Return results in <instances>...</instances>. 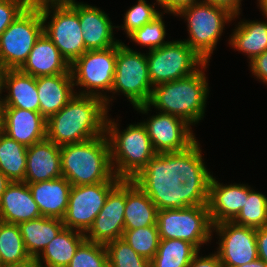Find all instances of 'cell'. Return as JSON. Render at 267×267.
Returning a JSON list of instances; mask_svg holds the SVG:
<instances>
[{
  "label": "cell",
  "instance_id": "4316f807",
  "mask_svg": "<svg viewBox=\"0 0 267 267\" xmlns=\"http://www.w3.org/2000/svg\"><path fill=\"white\" fill-rule=\"evenodd\" d=\"M85 240L84 233L64 227L50 241L36 261L46 267H67L78 247Z\"/></svg>",
  "mask_w": 267,
  "mask_h": 267
},
{
  "label": "cell",
  "instance_id": "83f0119b",
  "mask_svg": "<svg viewBox=\"0 0 267 267\" xmlns=\"http://www.w3.org/2000/svg\"><path fill=\"white\" fill-rule=\"evenodd\" d=\"M26 251L37 258L52 239L64 228L62 219L40 217L18 224Z\"/></svg>",
  "mask_w": 267,
  "mask_h": 267
},
{
  "label": "cell",
  "instance_id": "52a82bcc",
  "mask_svg": "<svg viewBox=\"0 0 267 267\" xmlns=\"http://www.w3.org/2000/svg\"><path fill=\"white\" fill-rule=\"evenodd\" d=\"M175 15L187 20L189 38L183 40L205 62H210L225 25L235 20L227 8L204 1L182 8Z\"/></svg>",
  "mask_w": 267,
  "mask_h": 267
},
{
  "label": "cell",
  "instance_id": "ffe728a7",
  "mask_svg": "<svg viewBox=\"0 0 267 267\" xmlns=\"http://www.w3.org/2000/svg\"><path fill=\"white\" fill-rule=\"evenodd\" d=\"M62 177L60 146L47 138L27 147L24 182L37 183Z\"/></svg>",
  "mask_w": 267,
  "mask_h": 267
},
{
  "label": "cell",
  "instance_id": "2e32d148",
  "mask_svg": "<svg viewBox=\"0 0 267 267\" xmlns=\"http://www.w3.org/2000/svg\"><path fill=\"white\" fill-rule=\"evenodd\" d=\"M126 204V179H122L108 194L104 206L85 233L86 240L106 245L122 238Z\"/></svg>",
  "mask_w": 267,
  "mask_h": 267
},
{
  "label": "cell",
  "instance_id": "4dcf8cb0",
  "mask_svg": "<svg viewBox=\"0 0 267 267\" xmlns=\"http://www.w3.org/2000/svg\"><path fill=\"white\" fill-rule=\"evenodd\" d=\"M199 250L179 239H160L158 250L150 260L151 267H188Z\"/></svg>",
  "mask_w": 267,
  "mask_h": 267
},
{
  "label": "cell",
  "instance_id": "603a6c76",
  "mask_svg": "<svg viewBox=\"0 0 267 267\" xmlns=\"http://www.w3.org/2000/svg\"><path fill=\"white\" fill-rule=\"evenodd\" d=\"M42 217L25 182H11L0 200V221L11 224Z\"/></svg>",
  "mask_w": 267,
  "mask_h": 267
},
{
  "label": "cell",
  "instance_id": "5b68a950",
  "mask_svg": "<svg viewBox=\"0 0 267 267\" xmlns=\"http://www.w3.org/2000/svg\"><path fill=\"white\" fill-rule=\"evenodd\" d=\"M108 116L105 134L110 146L111 166L116 177L131 180L157 154L142 122L130 124L123 131Z\"/></svg>",
  "mask_w": 267,
  "mask_h": 267
},
{
  "label": "cell",
  "instance_id": "681fc988",
  "mask_svg": "<svg viewBox=\"0 0 267 267\" xmlns=\"http://www.w3.org/2000/svg\"><path fill=\"white\" fill-rule=\"evenodd\" d=\"M2 73H3V70L0 68V102H1V97H2V93L5 91L1 89V86H2Z\"/></svg>",
  "mask_w": 267,
  "mask_h": 267
},
{
  "label": "cell",
  "instance_id": "f907efd6",
  "mask_svg": "<svg viewBox=\"0 0 267 267\" xmlns=\"http://www.w3.org/2000/svg\"><path fill=\"white\" fill-rule=\"evenodd\" d=\"M3 120H2V106L0 102V133L2 132Z\"/></svg>",
  "mask_w": 267,
  "mask_h": 267
},
{
  "label": "cell",
  "instance_id": "7dc6e473",
  "mask_svg": "<svg viewBox=\"0 0 267 267\" xmlns=\"http://www.w3.org/2000/svg\"><path fill=\"white\" fill-rule=\"evenodd\" d=\"M238 267H267V264L263 260L258 258L255 261L246 263Z\"/></svg>",
  "mask_w": 267,
  "mask_h": 267
},
{
  "label": "cell",
  "instance_id": "ab89813d",
  "mask_svg": "<svg viewBox=\"0 0 267 267\" xmlns=\"http://www.w3.org/2000/svg\"><path fill=\"white\" fill-rule=\"evenodd\" d=\"M252 76L267 85V50L249 62Z\"/></svg>",
  "mask_w": 267,
  "mask_h": 267
},
{
  "label": "cell",
  "instance_id": "cb8c5ba5",
  "mask_svg": "<svg viewBox=\"0 0 267 267\" xmlns=\"http://www.w3.org/2000/svg\"><path fill=\"white\" fill-rule=\"evenodd\" d=\"M40 114L47 120L59 112L76 94L71 74L36 77Z\"/></svg>",
  "mask_w": 267,
  "mask_h": 267
},
{
  "label": "cell",
  "instance_id": "bcb514c9",
  "mask_svg": "<svg viewBox=\"0 0 267 267\" xmlns=\"http://www.w3.org/2000/svg\"><path fill=\"white\" fill-rule=\"evenodd\" d=\"M11 181L0 171V200Z\"/></svg>",
  "mask_w": 267,
  "mask_h": 267
},
{
  "label": "cell",
  "instance_id": "1f68e13d",
  "mask_svg": "<svg viewBox=\"0 0 267 267\" xmlns=\"http://www.w3.org/2000/svg\"><path fill=\"white\" fill-rule=\"evenodd\" d=\"M30 258L18 224L0 221V264L18 263Z\"/></svg>",
  "mask_w": 267,
  "mask_h": 267
},
{
  "label": "cell",
  "instance_id": "b9f144b4",
  "mask_svg": "<svg viewBox=\"0 0 267 267\" xmlns=\"http://www.w3.org/2000/svg\"><path fill=\"white\" fill-rule=\"evenodd\" d=\"M200 251L194 256L188 267H223L218 255L215 253L208 256H200Z\"/></svg>",
  "mask_w": 267,
  "mask_h": 267
},
{
  "label": "cell",
  "instance_id": "8fae6325",
  "mask_svg": "<svg viewBox=\"0 0 267 267\" xmlns=\"http://www.w3.org/2000/svg\"><path fill=\"white\" fill-rule=\"evenodd\" d=\"M157 226L160 239L184 240L199 251L214 235L207 205L158 210Z\"/></svg>",
  "mask_w": 267,
  "mask_h": 267
},
{
  "label": "cell",
  "instance_id": "836d02e7",
  "mask_svg": "<svg viewBox=\"0 0 267 267\" xmlns=\"http://www.w3.org/2000/svg\"><path fill=\"white\" fill-rule=\"evenodd\" d=\"M122 238L135 252L148 260L155 256L160 242L157 225L125 229Z\"/></svg>",
  "mask_w": 267,
  "mask_h": 267
},
{
  "label": "cell",
  "instance_id": "d590c367",
  "mask_svg": "<svg viewBox=\"0 0 267 267\" xmlns=\"http://www.w3.org/2000/svg\"><path fill=\"white\" fill-rule=\"evenodd\" d=\"M109 267H151L150 260L135 252L123 238L106 245Z\"/></svg>",
  "mask_w": 267,
  "mask_h": 267
},
{
  "label": "cell",
  "instance_id": "484cf974",
  "mask_svg": "<svg viewBox=\"0 0 267 267\" xmlns=\"http://www.w3.org/2000/svg\"><path fill=\"white\" fill-rule=\"evenodd\" d=\"M158 209L146 193L132 180H126L124 228L137 229L157 225Z\"/></svg>",
  "mask_w": 267,
  "mask_h": 267
},
{
  "label": "cell",
  "instance_id": "f6af8a7d",
  "mask_svg": "<svg viewBox=\"0 0 267 267\" xmlns=\"http://www.w3.org/2000/svg\"><path fill=\"white\" fill-rule=\"evenodd\" d=\"M36 258L24 260L18 263L0 264V267H36Z\"/></svg>",
  "mask_w": 267,
  "mask_h": 267
},
{
  "label": "cell",
  "instance_id": "f35d334b",
  "mask_svg": "<svg viewBox=\"0 0 267 267\" xmlns=\"http://www.w3.org/2000/svg\"><path fill=\"white\" fill-rule=\"evenodd\" d=\"M30 4V0H0V35Z\"/></svg>",
  "mask_w": 267,
  "mask_h": 267
},
{
  "label": "cell",
  "instance_id": "ee69618b",
  "mask_svg": "<svg viewBox=\"0 0 267 267\" xmlns=\"http://www.w3.org/2000/svg\"><path fill=\"white\" fill-rule=\"evenodd\" d=\"M213 5H218L227 8L234 14V18H238L241 14V1L242 0H202Z\"/></svg>",
  "mask_w": 267,
  "mask_h": 267
},
{
  "label": "cell",
  "instance_id": "d4e9b609",
  "mask_svg": "<svg viewBox=\"0 0 267 267\" xmlns=\"http://www.w3.org/2000/svg\"><path fill=\"white\" fill-rule=\"evenodd\" d=\"M28 186L42 216L64 218L72 186L65 177L29 183Z\"/></svg>",
  "mask_w": 267,
  "mask_h": 267
},
{
  "label": "cell",
  "instance_id": "9a60e30c",
  "mask_svg": "<svg viewBox=\"0 0 267 267\" xmlns=\"http://www.w3.org/2000/svg\"><path fill=\"white\" fill-rule=\"evenodd\" d=\"M148 118L142 123L157 153L183 151L197 140L191 125L178 116L159 111Z\"/></svg>",
  "mask_w": 267,
  "mask_h": 267
},
{
  "label": "cell",
  "instance_id": "816d5d0a",
  "mask_svg": "<svg viewBox=\"0 0 267 267\" xmlns=\"http://www.w3.org/2000/svg\"><path fill=\"white\" fill-rule=\"evenodd\" d=\"M31 3H38V2H41V1H45V0H30Z\"/></svg>",
  "mask_w": 267,
  "mask_h": 267
},
{
  "label": "cell",
  "instance_id": "7402d4cb",
  "mask_svg": "<svg viewBox=\"0 0 267 267\" xmlns=\"http://www.w3.org/2000/svg\"><path fill=\"white\" fill-rule=\"evenodd\" d=\"M19 70L33 77L71 74L69 63L44 32L36 40Z\"/></svg>",
  "mask_w": 267,
  "mask_h": 267
},
{
  "label": "cell",
  "instance_id": "8d00e7d4",
  "mask_svg": "<svg viewBox=\"0 0 267 267\" xmlns=\"http://www.w3.org/2000/svg\"><path fill=\"white\" fill-rule=\"evenodd\" d=\"M67 267H109L106 246L85 240Z\"/></svg>",
  "mask_w": 267,
  "mask_h": 267
},
{
  "label": "cell",
  "instance_id": "d6a6232c",
  "mask_svg": "<svg viewBox=\"0 0 267 267\" xmlns=\"http://www.w3.org/2000/svg\"><path fill=\"white\" fill-rule=\"evenodd\" d=\"M233 222L254 229L267 226V197L249 186L248 197Z\"/></svg>",
  "mask_w": 267,
  "mask_h": 267
},
{
  "label": "cell",
  "instance_id": "f1b7e54d",
  "mask_svg": "<svg viewBox=\"0 0 267 267\" xmlns=\"http://www.w3.org/2000/svg\"><path fill=\"white\" fill-rule=\"evenodd\" d=\"M229 36V45L243 52L252 61L267 50V19L265 22L240 20Z\"/></svg>",
  "mask_w": 267,
  "mask_h": 267
},
{
  "label": "cell",
  "instance_id": "4fadbf2b",
  "mask_svg": "<svg viewBox=\"0 0 267 267\" xmlns=\"http://www.w3.org/2000/svg\"><path fill=\"white\" fill-rule=\"evenodd\" d=\"M119 182L71 186L64 227L86 233L104 206L109 192Z\"/></svg>",
  "mask_w": 267,
  "mask_h": 267
},
{
  "label": "cell",
  "instance_id": "5bb4252c",
  "mask_svg": "<svg viewBox=\"0 0 267 267\" xmlns=\"http://www.w3.org/2000/svg\"><path fill=\"white\" fill-rule=\"evenodd\" d=\"M219 237L215 252L223 267H238L259 258L256 229L225 221L213 225Z\"/></svg>",
  "mask_w": 267,
  "mask_h": 267
},
{
  "label": "cell",
  "instance_id": "ba28073f",
  "mask_svg": "<svg viewBox=\"0 0 267 267\" xmlns=\"http://www.w3.org/2000/svg\"><path fill=\"white\" fill-rule=\"evenodd\" d=\"M116 68V45L107 49L87 50L70 65L76 94L95 96L103 99L107 108L114 96L111 93Z\"/></svg>",
  "mask_w": 267,
  "mask_h": 267
},
{
  "label": "cell",
  "instance_id": "30bf717a",
  "mask_svg": "<svg viewBox=\"0 0 267 267\" xmlns=\"http://www.w3.org/2000/svg\"><path fill=\"white\" fill-rule=\"evenodd\" d=\"M153 86L145 53L131 49L123 42L116 45V68L112 95L122 93L133 107L148 104Z\"/></svg>",
  "mask_w": 267,
  "mask_h": 267
},
{
  "label": "cell",
  "instance_id": "7c38bea8",
  "mask_svg": "<svg viewBox=\"0 0 267 267\" xmlns=\"http://www.w3.org/2000/svg\"><path fill=\"white\" fill-rule=\"evenodd\" d=\"M152 86L192 75L206 62L183 40H172L146 53Z\"/></svg>",
  "mask_w": 267,
  "mask_h": 267
},
{
  "label": "cell",
  "instance_id": "277c9868",
  "mask_svg": "<svg viewBox=\"0 0 267 267\" xmlns=\"http://www.w3.org/2000/svg\"><path fill=\"white\" fill-rule=\"evenodd\" d=\"M62 176L72 185L120 182L114 175L106 134L60 147Z\"/></svg>",
  "mask_w": 267,
  "mask_h": 267
},
{
  "label": "cell",
  "instance_id": "e575fe53",
  "mask_svg": "<svg viewBox=\"0 0 267 267\" xmlns=\"http://www.w3.org/2000/svg\"><path fill=\"white\" fill-rule=\"evenodd\" d=\"M164 12L162 11L151 22L141 28L134 30L127 37L140 46L148 47L149 50L158 49L170 41L166 39L165 21H163Z\"/></svg>",
  "mask_w": 267,
  "mask_h": 267
},
{
  "label": "cell",
  "instance_id": "f5cc1de1",
  "mask_svg": "<svg viewBox=\"0 0 267 267\" xmlns=\"http://www.w3.org/2000/svg\"><path fill=\"white\" fill-rule=\"evenodd\" d=\"M36 267H46V266H43V265H41L39 263H36Z\"/></svg>",
  "mask_w": 267,
  "mask_h": 267
},
{
  "label": "cell",
  "instance_id": "f546056e",
  "mask_svg": "<svg viewBox=\"0 0 267 267\" xmlns=\"http://www.w3.org/2000/svg\"><path fill=\"white\" fill-rule=\"evenodd\" d=\"M27 147L0 133V171L11 182H24Z\"/></svg>",
  "mask_w": 267,
  "mask_h": 267
},
{
  "label": "cell",
  "instance_id": "d6986e66",
  "mask_svg": "<svg viewBox=\"0 0 267 267\" xmlns=\"http://www.w3.org/2000/svg\"><path fill=\"white\" fill-rule=\"evenodd\" d=\"M2 120V131L25 147L46 139L47 120L40 112L2 108Z\"/></svg>",
  "mask_w": 267,
  "mask_h": 267
},
{
  "label": "cell",
  "instance_id": "44dd1931",
  "mask_svg": "<svg viewBox=\"0 0 267 267\" xmlns=\"http://www.w3.org/2000/svg\"><path fill=\"white\" fill-rule=\"evenodd\" d=\"M1 89H5L8 93L6 97H1L2 108H21L40 112L36 77L19 69L3 70Z\"/></svg>",
  "mask_w": 267,
  "mask_h": 267
},
{
  "label": "cell",
  "instance_id": "9c48e42d",
  "mask_svg": "<svg viewBox=\"0 0 267 267\" xmlns=\"http://www.w3.org/2000/svg\"><path fill=\"white\" fill-rule=\"evenodd\" d=\"M42 33L41 10L31 3L0 35V68L19 69Z\"/></svg>",
  "mask_w": 267,
  "mask_h": 267
},
{
  "label": "cell",
  "instance_id": "74e56055",
  "mask_svg": "<svg viewBox=\"0 0 267 267\" xmlns=\"http://www.w3.org/2000/svg\"><path fill=\"white\" fill-rule=\"evenodd\" d=\"M138 3L129 8L124 13V24L122 26H116V28H123L127 36L134 30L141 28L145 24L151 22L161 12L155 9V4H148L146 0H137Z\"/></svg>",
  "mask_w": 267,
  "mask_h": 267
},
{
  "label": "cell",
  "instance_id": "ac0fdd59",
  "mask_svg": "<svg viewBox=\"0 0 267 267\" xmlns=\"http://www.w3.org/2000/svg\"><path fill=\"white\" fill-rule=\"evenodd\" d=\"M248 194V184L223 185L212 176L207 203L212 224L233 221L243 208Z\"/></svg>",
  "mask_w": 267,
  "mask_h": 267
},
{
  "label": "cell",
  "instance_id": "7a4b0ae2",
  "mask_svg": "<svg viewBox=\"0 0 267 267\" xmlns=\"http://www.w3.org/2000/svg\"><path fill=\"white\" fill-rule=\"evenodd\" d=\"M108 110L99 97L75 94L47 119L46 138L61 147L104 135Z\"/></svg>",
  "mask_w": 267,
  "mask_h": 267
},
{
  "label": "cell",
  "instance_id": "60d3db41",
  "mask_svg": "<svg viewBox=\"0 0 267 267\" xmlns=\"http://www.w3.org/2000/svg\"><path fill=\"white\" fill-rule=\"evenodd\" d=\"M202 0H156L157 4L164 13L173 14V16L182 8L191 6Z\"/></svg>",
  "mask_w": 267,
  "mask_h": 267
},
{
  "label": "cell",
  "instance_id": "e0dca14e",
  "mask_svg": "<svg viewBox=\"0 0 267 267\" xmlns=\"http://www.w3.org/2000/svg\"><path fill=\"white\" fill-rule=\"evenodd\" d=\"M67 1L78 11L83 41L87 50L107 49L120 42L114 38L113 29L116 26H113L104 10L75 0Z\"/></svg>",
  "mask_w": 267,
  "mask_h": 267
},
{
  "label": "cell",
  "instance_id": "3957f363",
  "mask_svg": "<svg viewBox=\"0 0 267 267\" xmlns=\"http://www.w3.org/2000/svg\"><path fill=\"white\" fill-rule=\"evenodd\" d=\"M208 65L206 62L188 77L154 86L149 103L136 106L135 110L148 114L152 106L160 112L184 119L191 126L198 124L204 118L210 92L204 73Z\"/></svg>",
  "mask_w": 267,
  "mask_h": 267
},
{
  "label": "cell",
  "instance_id": "7bdbcfd3",
  "mask_svg": "<svg viewBox=\"0 0 267 267\" xmlns=\"http://www.w3.org/2000/svg\"><path fill=\"white\" fill-rule=\"evenodd\" d=\"M256 242L259 259L267 264V226L256 229Z\"/></svg>",
  "mask_w": 267,
  "mask_h": 267
},
{
  "label": "cell",
  "instance_id": "6da1fadb",
  "mask_svg": "<svg viewBox=\"0 0 267 267\" xmlns=\"http://www.w3.org/2000/svg\"><path fill=\"white\" fill-rule=\"evenodd\" d=\"M202 157L196 140L183 151L157 153L131 180L158 210L207 205L213 174Z\"/></svg>",
  "mask_w": 267,
  "mask_h": 267
},
{
  "label": "cell",
  "instance_id": "8992f818",
  "mask_svg": "<svg viewBox=\"0 0 267 267\" xmlns=\"http://www.w3.org/2000/svg\"><path fill=\"white\" fill-rule=\"evenodd\" d=\"M35 4L41 10L43 32L71 65L87 51L78 11L67 0H45Z\"/></svg>",
  "mask_w": 267,
  "mask_h": 267
},
{
  "label": "cell",
  "instance_id": "c3c4849f",
  "mask_svg": "<svg viewBox=\"0 0 267 267\" xmlns=\"http://www.w3.org/2000/svg\"><path fill=\"white\" fill-rule=\"evenodd\" d=\"M258 1V7L262 11V15H264L265 18H267V0H257Z\"/></svg>",
  "mask_w": 267,
  "mask_h": 267
}]
</instances>
